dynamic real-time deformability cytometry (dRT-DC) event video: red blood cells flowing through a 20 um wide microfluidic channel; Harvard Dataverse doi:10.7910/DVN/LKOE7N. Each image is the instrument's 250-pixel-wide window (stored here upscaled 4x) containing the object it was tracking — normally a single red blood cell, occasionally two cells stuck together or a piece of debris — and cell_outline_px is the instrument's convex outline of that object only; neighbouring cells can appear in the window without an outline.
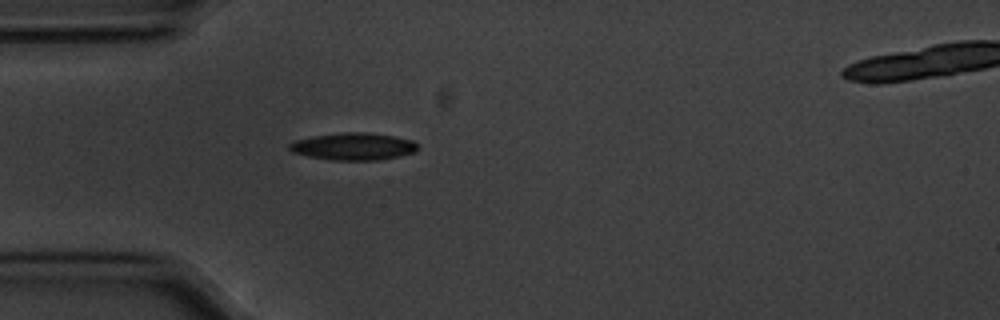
{"species": "common noctule bat (a hibernating species)", "species_latin": "Nyctalus noctula", "temperature_condition": "cold", "stored_images_in_passage": 38, "camera_frame_rate_fps": 3000, "um_per_image_px": 0.085, "animal": {"sex": "male", "body_mass_g": 20.1, "forearm_length_mm": 53.5}, "frame": {"image": 1, "passage_image": 1, "time_ms": 0.0, "image_size_px": [1000, 320], "cell_outline_px": [[420, 148], [416, 152], [400, 156], [380, 160], [332, 160], [308, 156], [292, 152], [288, 148], [288, 144], [296, 140], [312, 136], [340, 132], [364, 132], [392, 136], [412, 140]], "centroid_in_image_um": [30.04, 12.45], "position_along_channel_um": 55.0, "area_um2": 20.46}, "authors_computed_cell_mechanics": {"area_um2": 20.4323, "velocity_mm_per_s": 3.5712, "shape_relaxation_time_tau1_ms": 2.9237, "shape_relaxation_time_tau2_ms": null, "deformation_change_tau1": 0.1002, "deformation_change_tau2": null}}